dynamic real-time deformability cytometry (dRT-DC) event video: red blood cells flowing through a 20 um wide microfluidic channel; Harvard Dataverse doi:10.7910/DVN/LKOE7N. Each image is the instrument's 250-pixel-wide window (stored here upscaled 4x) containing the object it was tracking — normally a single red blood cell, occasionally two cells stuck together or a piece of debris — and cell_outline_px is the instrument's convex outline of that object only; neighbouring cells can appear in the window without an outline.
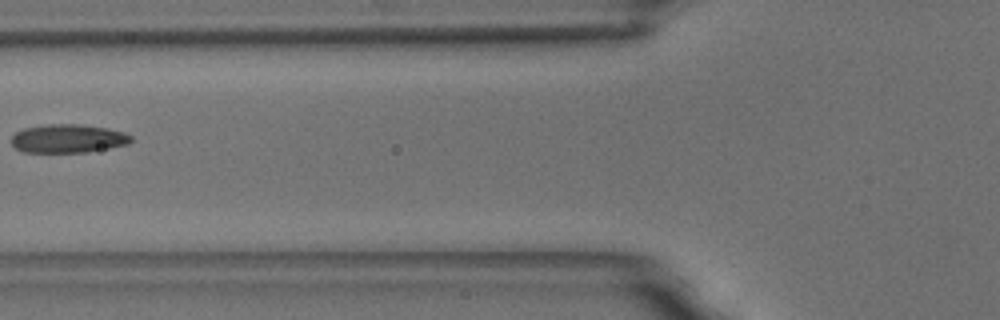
{"species": "common noctule bat (a hibernating species)", "species_latin": "Nyctalus noctula", "temperature_condition": "room temperature", "stored_images_in_passage": 6, "camera_frame_rate_fps": 3000, "um_per_image_px": 0.085, "animal": {"sex": "male", "body_mass_g": 18.8}, "frame": {"image": 1, "passage_image": 6, "time_ms": 6.667, "image_size_px": [1000, 320], "cell_outline_px": [[132, 140], [128, 144], [88, 152], [24, 152], [16, 148], [12, 144], [12, 136], [16, 132], [24, 128], [48, 124], [80, 124], [108, 128], [124, 132], [132, 136]], "centroid_in_image_um": [5.8, 11.77], "position_along_channel_um": 120.0, "area_um2": 19.88}}